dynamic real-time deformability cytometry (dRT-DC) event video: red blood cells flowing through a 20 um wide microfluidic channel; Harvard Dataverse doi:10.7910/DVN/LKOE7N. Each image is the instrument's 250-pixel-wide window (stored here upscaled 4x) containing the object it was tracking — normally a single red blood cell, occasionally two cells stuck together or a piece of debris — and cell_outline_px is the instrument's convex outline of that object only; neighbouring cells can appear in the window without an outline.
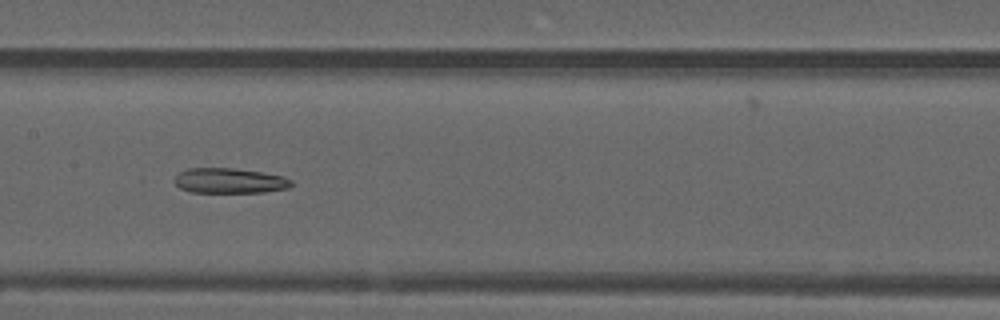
{"species": "common noctule bat (a hibernating species)", "species_latin": "Nyctalus noctula", "temperature_condition": "warm", "stored_images_in_passage": 39, "camera_frame_rate_fps": 3000, "um_per_image_px": 0.085, "animal": {"sex": "male", "forearm_length_mm": 52.5}, "frame": {"image": 1, "passage_image": 12, "time_ms": 3.667, "image_size_px": [1000, 320], "cell_outline_px": [[292, 184], [288, 188], [264, 192], [192, 192], [180, 188], [176, 184], [176, 176], [180, 172], [188, 168], [232, 168], [260, 172], [284, 176], [292, 180]], "centroid_in_image_um": [19.54, 15.36], "position_along_channel_um": 187.9, "area_um2": 16.94}}